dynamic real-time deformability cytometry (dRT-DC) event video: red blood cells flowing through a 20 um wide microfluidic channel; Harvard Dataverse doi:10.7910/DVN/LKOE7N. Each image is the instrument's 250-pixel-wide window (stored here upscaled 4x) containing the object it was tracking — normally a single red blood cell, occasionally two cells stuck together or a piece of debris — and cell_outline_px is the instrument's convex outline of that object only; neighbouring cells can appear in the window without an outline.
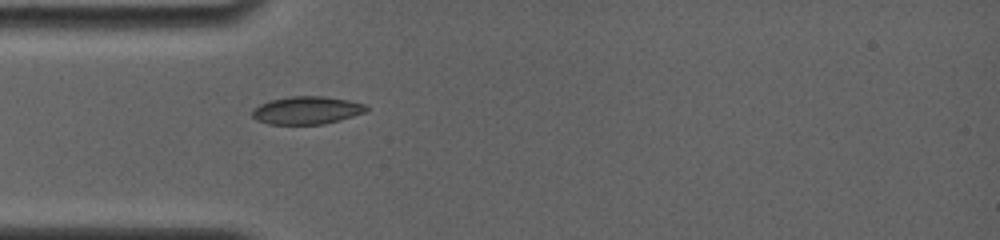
{"species": "common noctule bat (a hibernating species)", "species_latin": "Nyctalus noctula", "temperature_condition": "room temperature", "stored_images_in_passage": 2, "camera_frame_rate_fps": 4000, "um_per_image_px": 0.085, "animal": {"sex": "female", "body_mass_g": 19.0, "forearm_length_mm": 56.7}, "frame": {"image": 1, "passage_image": 2, "time_ms": 0.75, "image_size_px": [1000, 240], "cell_outline_px": [[368, 108], [364, 112], [340, 120], [324, 124], [268, 124], [256, 120], [252, 116], [252, 108], [260, 104], [272, 100], [292, 96], [324, 96], [348, 100], [368, 104]], "centroid_in_image_um": [26.07, 9.37], "position_along_channel_um": 58.9, "area_um2": 18.5}}